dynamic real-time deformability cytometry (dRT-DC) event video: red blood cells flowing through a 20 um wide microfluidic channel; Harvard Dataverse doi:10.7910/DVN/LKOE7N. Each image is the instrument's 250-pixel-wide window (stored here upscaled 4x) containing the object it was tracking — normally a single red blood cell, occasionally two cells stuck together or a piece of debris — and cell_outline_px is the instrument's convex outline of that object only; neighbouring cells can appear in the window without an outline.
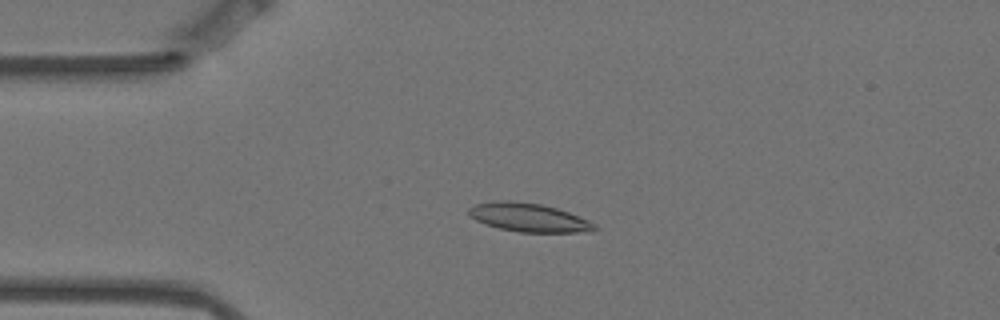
{"species": "Egyptian fruit bat (a non-hibernating species)", "species_latin": "Rousettus aegyptiacus", "temperature_condition": "warm", "stored_images_in_passage": 5, "camera_frame_rate_fps": 3000, "um_per_image_px": 0.085, "animal": {"sex": "female"}, "frame": {"image": 1, "passage_image": 3, "time_ms": 0.667, "image_size_px": [1000, 320], "cell_outline_px": [[596, 228], [592, 232], [520, 232], [500, 228], [484, 224], [468, 216], [468, 208], [476, 204], [500, 200], [508, 200], [540, 204], [556, 208], [568, 212], [588, 220], [596, 224]], "centroid_in_image_um": [44.92, 18.49], "position_along_channel_um": 40.1, "area_um2": 20.87}}
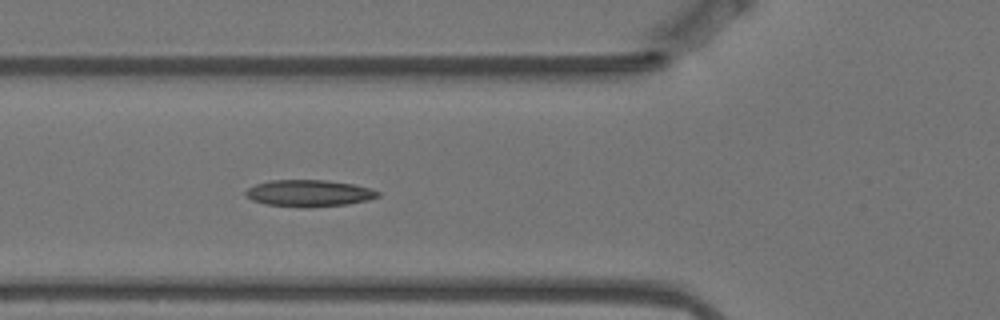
{"frame": {"image": 2, "passage_image": 5, "time_ms": 1.333, "image_size_px": [1000, 320], "cell_outline_px": [[380, 196], [368, 200], [348, 204], [304, 208], [264, 204], [252, 200], [244, 192], [248, 188], [256, 184], [268, 180], [324, 180], [352, 184], [372, 188], [380, 192]], "centroid_in_image_um": [26.27, 16.43], "position_along_channel_um": 99.5, "area_um2": 20.69}}